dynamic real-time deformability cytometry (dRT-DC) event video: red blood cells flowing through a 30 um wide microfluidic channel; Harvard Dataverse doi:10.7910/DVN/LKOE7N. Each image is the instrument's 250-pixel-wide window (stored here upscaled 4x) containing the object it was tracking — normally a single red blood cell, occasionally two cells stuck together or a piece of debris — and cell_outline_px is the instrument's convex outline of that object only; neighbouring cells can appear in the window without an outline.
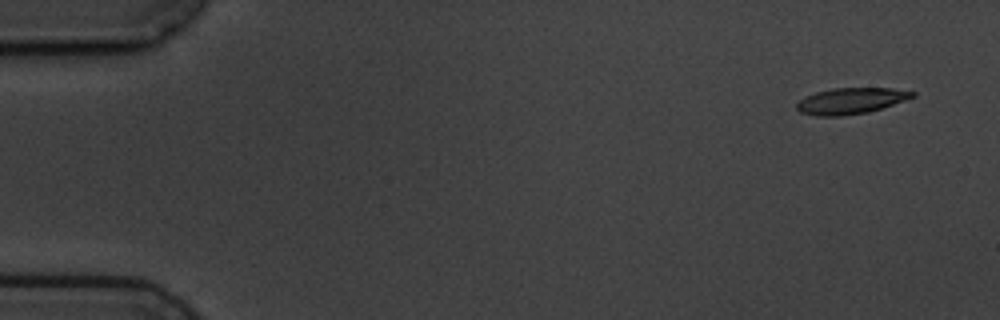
{"species": "common noctule bat (a hibernating species)", "species_latin": "Nyctalus noctula", "temperature_condition": "cold", "stored_images_in_passage": 4, "camera_frame_rate_fps": 3000, "um_per_image_px": 0.085, "animal": {"sex": "male", "body_mass_g": 19.5, "forearm_length_mm": 54.6}, "frame": {"image": 1, "passage_image": 1, "time_ms": 0.0, "image_size_px": [1000, 320], "cell_outline_px": [[916, 96], [868, 112], [840, 116], [816, 116], [800, 112], [796, 108], [796, 104], [804, 96], [816, 92], [832, 88], [892, 88], [916, 92]], "centroid_in_image_um": [72.28, 8.57], "position_along_channel_um": 12.7, "area_um2": 17.51}}
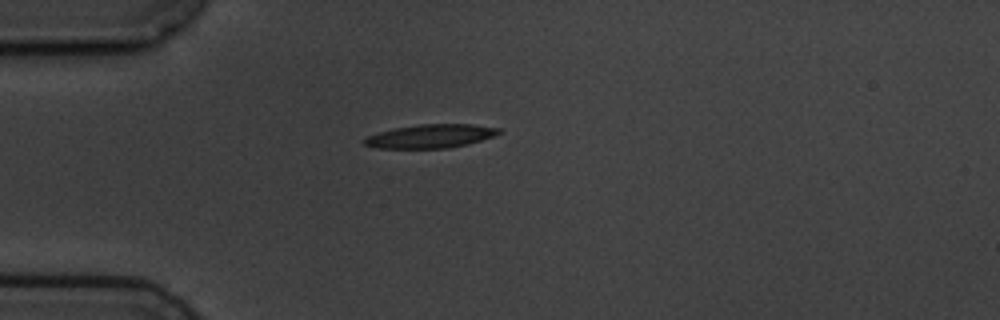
{"frame": {"image": 2, "passage_image": 4, "time_ms": 4.0, "image_size_px": [1000, 320], "cell_outline_px": [[500, 132], [492, 136], [468, 144], [448, 148], [376, 148], [364, 144], [364, 140], [368, 136], [380, 132], [396, 128], [420, 124], [472, 124], [500, 128]], "centroid_in_image_um": [36.61, 11.57], "position_along_channel_um": 48.4, "area_um2": 18.21}}